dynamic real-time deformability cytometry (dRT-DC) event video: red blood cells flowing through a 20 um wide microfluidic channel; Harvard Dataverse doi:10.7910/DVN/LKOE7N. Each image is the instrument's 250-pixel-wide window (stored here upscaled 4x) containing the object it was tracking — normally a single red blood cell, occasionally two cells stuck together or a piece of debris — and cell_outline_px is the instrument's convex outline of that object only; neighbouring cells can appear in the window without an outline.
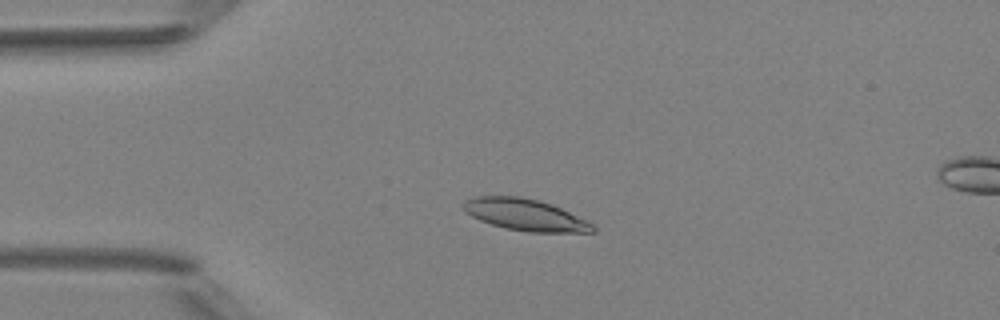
{"species": "Egyptian fruit bat (a non-hibernating species)", "species_latin": "Rousettus aegyptiacus", "temperature_condition": "room temperature", "stored_images_in_passage": 6, "camera_frame_rate_fps": 3000, "um_per_image_px": 0.085, "animal": {"sex": "female"}, "frame": {"image": 1, "passage_image": 4, "time_ms": 3.333, "image_size_px": [1000, 320], "cell_outline_px": [[596, 232], [528, 232], [504, 228], [480, 220], [464, 212], [464, 200], [476, 196], [520, 196], [540, 200], [552, 204], [588, 220], [596, 228]], "centroid_in_image_um": [44.67, 18.25], "position_along_channel_um": 40.3, "area_um2": 23.99}}